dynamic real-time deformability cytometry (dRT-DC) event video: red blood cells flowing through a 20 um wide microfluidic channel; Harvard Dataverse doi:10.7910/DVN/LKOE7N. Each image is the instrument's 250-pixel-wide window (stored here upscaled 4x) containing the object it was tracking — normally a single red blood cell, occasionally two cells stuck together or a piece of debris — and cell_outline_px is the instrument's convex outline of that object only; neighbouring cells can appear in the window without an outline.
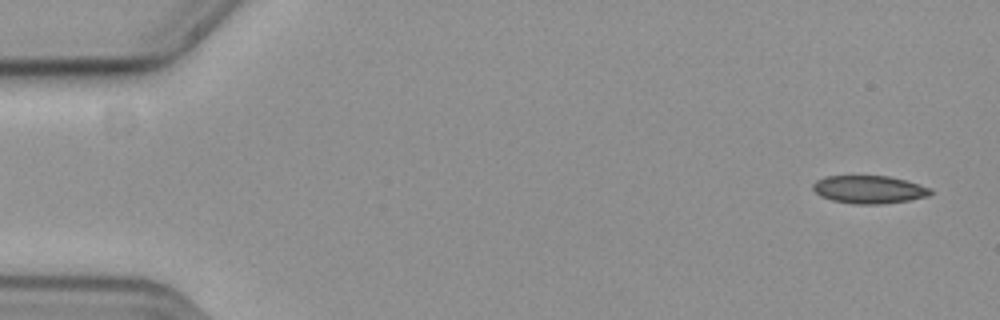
{"species": "common noctule bat (a hibernating species)", "species_latin": "Nyctalus noctula", "temperature_condition": "cold", "stored_images_in_passage": 56, "camera_frame_rate_fps": 3000, "um_per_image_px": 0.085, "animal": {"sex": "female", "body_mass_g": 19.3, "forearm_length_mm": 54.1}, "frame": {"image": 1, "passage_image": 2, "time_ms": 0.333, "image_size_px": [1000, 320], "cell_outline_px": [[932, 192], [928, 196], [908, 200], [880, 204], [856, 204], [832, 200], [820, 196], [812, 188], [812, 184], [816, 180], [824, 176], [888, 176], [904, 180], [932, 188]], "centroid_in_image_um": [73.84, 16.1], "position_along_channel_um": 11.2, "area_um2": 19.02}}
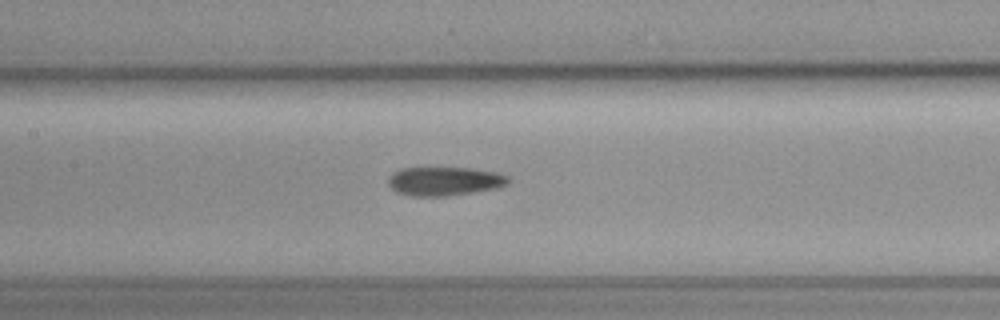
{"frame": {"image": 2, "passage_image": 26, "time_ms": 8.333, "image_size_px": [1000, 320], "cell_outline_px": [[508, 184], [496, 188], [472, 192], [444, 196], [408, 196], [396, 192], [388, 184], [388, 176], [392, 172], [400, 168], [472, 168], [496, 172], [508, 176]], "centroid_in_image_um": [37.73, 15.4], "position_along_channel_um": 169.7, "area_um2": 20.17}}
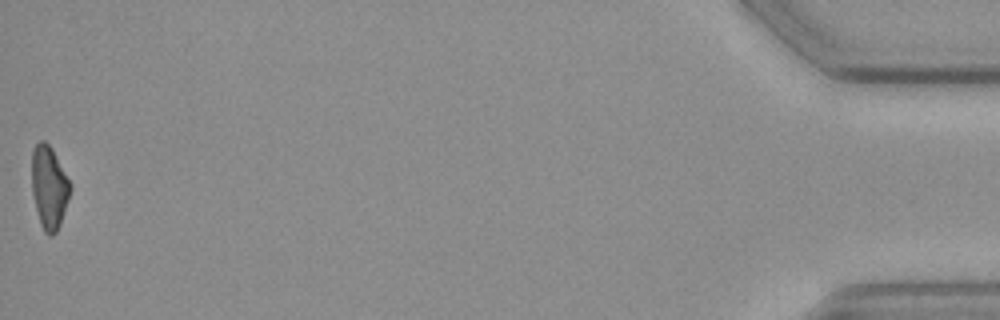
{"frame": {"image": 3, "passage_image": 56, "time_ms": 18.333, "image_size_px": [1000, 320], "cell_outline_px": [[68, 196], [60, 224], [56, 232], [52, 236], [48, 236], [44, 232], [40, 224], [32, 192], [32, 148], [40, 140], [44, 140], [52, 148], [68, 180]], "centroid_in_image_um": [4.12, 15.92], "position_along_channel_um": 431.1, "area_um2": 18.03}}